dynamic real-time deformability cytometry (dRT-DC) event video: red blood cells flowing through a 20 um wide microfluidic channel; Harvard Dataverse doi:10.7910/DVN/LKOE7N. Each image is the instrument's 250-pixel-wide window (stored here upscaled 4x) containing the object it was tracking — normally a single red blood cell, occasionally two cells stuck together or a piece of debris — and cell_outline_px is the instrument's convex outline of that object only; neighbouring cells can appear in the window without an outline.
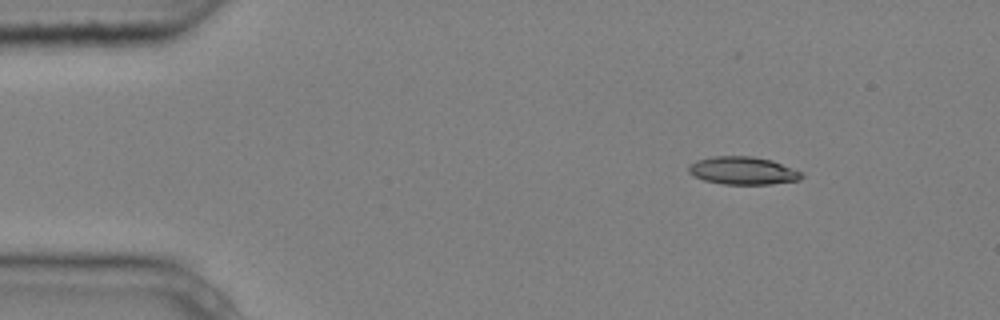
{"species": "common noctule bat (a hibernating species)", "species_latin": "Nyctalus noctula", "temperature_condition": "cold", "stored_images_in_passage": 7, "camera_frame_rate_fps": 3000, "um_per_image_px": 0.085, "animal": {"sex": "male", "body_mass_g": 20.4}, "frame": {"image": 1, "passage_image": 1, "time_ms": 0.0, "image_size_px": [1000, 320], "cell_outline_px": [[804, 176], [800, 180], [772, 184], [724, 184], [704, 180], [688, 172], [688, 168], [696, 160], [712, 156], [752, 156], [772, 160], [804, 172]], "centroid_in_image_um": [63.2, 14.5], "position_along_channel_um": 21.8, "area_um2": 18.38}}
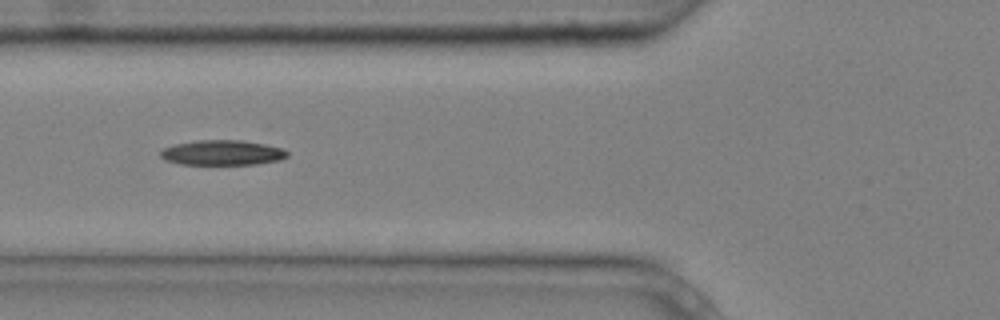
{"frame": {"image": 2, "passage_image": 5, "time_ms": 1.333, "image_size_px": [1000, 320], "cell_outline_px": [[288, 156], [280, 160], [256, 164], [180, 164], [164, 160], [160, 156], [160, 152], [164, 148], [172, 144], [200, 140], [244, 140], [264, 144], [280, 148], [288, 152]], "centroid_in_image_um": [18.87, 12.97], "position_along_channel_um": 106.9, "area_um2": 18.5}}